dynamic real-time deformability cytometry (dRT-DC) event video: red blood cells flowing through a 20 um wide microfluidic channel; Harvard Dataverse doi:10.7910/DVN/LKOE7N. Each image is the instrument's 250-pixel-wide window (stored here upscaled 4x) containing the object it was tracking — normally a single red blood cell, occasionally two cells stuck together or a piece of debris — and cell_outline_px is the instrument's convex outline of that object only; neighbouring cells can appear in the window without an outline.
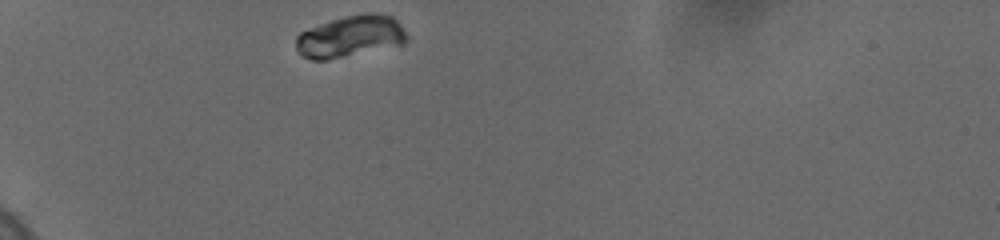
{"species": "human", "species_latin": "Homo sapiens", "temperature_condition": "cold", "stored_images_in_passage": 5, "camera_frame_rate_fps": 3000, "um_per_image_px": 0.085, "donor": {"sex": "female"}, "frame": {"image": 1, "passage_image": 1, "time_ms": 0.0, "image_size_px": [1000, 240], "cell_outline_px": [[404, 44], [328, 60], [312, 60], [304, 56], [296, 48], [296, 36], [300, 32], [332, 20], [364, 12], [372, 12], [392, 16], [400, 24], [404, 32]], "centroid_in_image_um": [29.76, 3.09], "position_along_channel_um": 55.2, "area_um2": 26.47}}
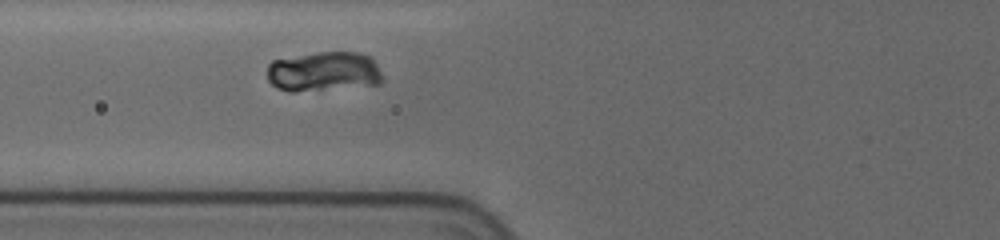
{"frame": {"image": 2, "passage_image": 5, "time_ms": 2.0, "image_size_px": [1000, 240], "cell_outline_px": [[380, 84], [292, 92], [280, 88], [272, 84], [268, 80], [268, 64], [272, 60], [320, 52], [360, 52], [368, 56], [376, 64], [380, 72]], "centroid_in_image_um": [27.49, 6.07], "position_along_channel_um": 98.3, "area_um2": 26.3}}